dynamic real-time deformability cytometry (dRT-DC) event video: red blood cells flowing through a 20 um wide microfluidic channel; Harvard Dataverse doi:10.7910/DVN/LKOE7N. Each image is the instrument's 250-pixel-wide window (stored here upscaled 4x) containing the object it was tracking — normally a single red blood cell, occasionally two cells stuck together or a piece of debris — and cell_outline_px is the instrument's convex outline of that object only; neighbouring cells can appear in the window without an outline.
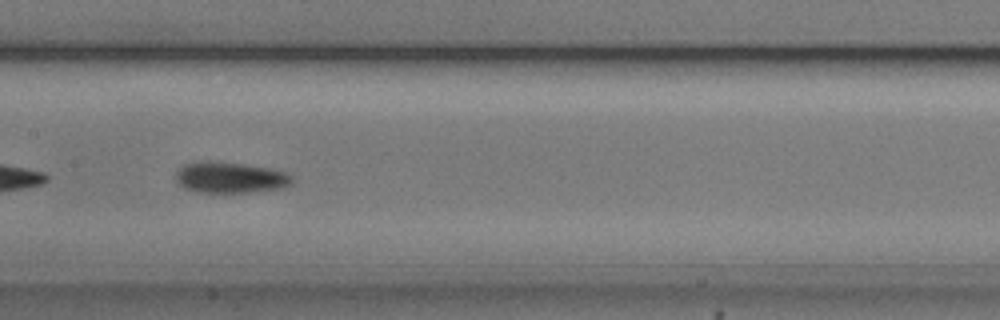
{"species": "common noctule bat (a hibernating species)", "species_latin": "Nyctalus noctula", "temperature_condition": "cold", "stored_images_in_passage": 21, "camera_frame_rate_fps": 3000, "um_per_image_px": 0.085, "animal": {"sex": "male", "body_mass_g": 20.5, "forearm_length_mm": 52.5}, "frame": {"image": 1, "passage_image": 12, "time_ms": 3.667, "image_size_px": [1000, 320], "cell_outline_px": [[292, 184], [284, 188], [248, 192], [200, 192], [184, 188], [176, 180], [176, 172], [184, 164], [192, 160], [216, 160], [272, 168], [288, 172], [292, 176]], "centroid_in_image_um": [19.57, 15.06], "position_along_channel_um": 187.8, "area_um2": 21.5}}
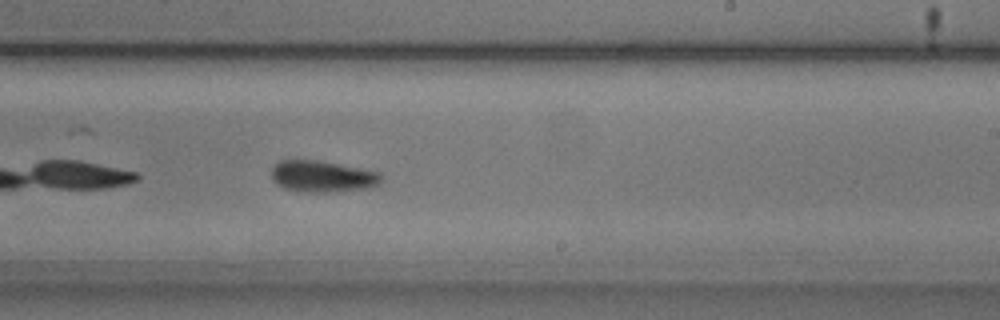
{"frame": {"image": 2, "passage_image": 18, "time_ms": 5.667, "image_size_px": [1000, 320], "cell_outline_px": [[384, 180], [372, 188], [336, 192], [308, 192], [284, 188], [276, 184], [272, 180], [272, 168], [280, 160], [316, 160], [380, 172], [384, 176]], "centroid_in_image_um": [27.45, 15.01], "position_along_channel_um": 261.5, "area_um2": 20.29}}